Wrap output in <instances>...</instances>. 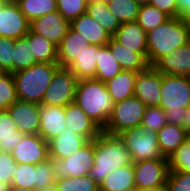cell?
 Wrapping results in <instances>:
<instances>
[{
	"instance_id": "cell-1",
	"label": "cell",
	"mask_w": 190,
	"mask_h": 191,
	"mask_svg": "<svg viewBox=\"0 0 190 191\" xmlns=\"http://www.w3.org/2000/svg\"><path fill=\"white\" fill-rule=\"evenodd\" d=\"M190 42V26L182 17L169 18L147 33V62L153 66L165 54Z\"/></svg>"
},
{
	"instance_id": "cell-2",
	"label": "cell",
	"mask_w": 190,
	"mask_h": 191,
	"mask_svg": "<svg viewBox=\"0 0 190 191\" xmlns=\"http://www.w3.org/2000/svg\"><path fill=\"white\" fill-rule=\"evenodd\" d=\"M133 164L131 154L118 135L101 132L94 138V165L89 176L98 185L115 169Z\"/></svg>"
},
{
	"instance_id": "cell-3",
	"label": "cell",
	"mask_w": 190,
	"mask_h": 191,
	"mask_svg": "<svg viewBox=\"0 0 190 191\" xmlns=\"http://www.w3.org/2000/svg\"><path fill=\"white\" fill-rule=\"evenodd\" d=\"M74 102L102 130L105 128L114 107L105 83L95 79L78 80Z\"/></svg>"
},
{
	"instance_id": "cell-4",
	"label": "cell",
	"mask_w": 190,
	"mask_h": 191,
	"mask_svg": "<svg viewBox=\"0 0 190 191\" xmlns=\"http://www.w3.org/2000/svg\"><path fill=\"white\" fill-rule=\"evenodd\" d=\"M190 105V77L162 74L159 107L165 111L170 124L185 127Z\"/></svg>"
},
{
	"instance_id": "cell-5",
	"label": "cell",
	"mask_w": 190,
	"mask_h": 191,
	"mask_svg": "<svg viewBox=\"0 0 190 191\" xmlns=\"http://www.w3.org/2000/svg\"><path fill=\"white\" fill-rule=\"evenodd\" d=\"M59 64L35 63L28 69L13 74L17 98L41 104Z\"/></svg>"
},
{
	"instance_id": "cell-6",
	"label": "cell",
	"mask_w": 190,
	"mask_h": 191,
	"mask_svg": "<svg viewBox=\"0 0 190 191\" xmlns=\"http://www.w3.org/2000/svg\"><path fill=\"white\" fill-rule=\"evenodd\" d=\"M118 137L131 154L133 163L142 160L166 158L159 150L156 133L147 131L141 125L122 131L118 134Z\"/></svg>"
},
{
	"instance_id": "cell-7",
	"label": "cell",
	"mask_w": 190,
	"mask_h": 191,
	"mask_svg": "<svg viewBox=\"0 0 190 191\" xmlns=\"http://www.w3.org/2000/svg\"><path fill=\"white\" fill-rule=\"evenodd\" d=\"M146 105L135 95L114 103L111 117L102 130L111 135H118L124 130L141 125Z\"/></svg>"
},
{
	"instance_id": "cell-8",
	"label": "cell",
	"mask_w": 190,
	"mask_h": 191,
	"mask_svg": "<svg viewBox=\"0 0 190 191\" xmlns=\"http://www.w3.org/2000/svg\"><path fill=\"white\" fill-rule=\"evenodd\" d=\"M78 79L66 67H59L45 92L42 105L65 107L74 102Z\"/></svg>"
},
{
	"instance_id": "cell-9",
	"label": "cell",
	"mask_w": 190,
	"mask_h": 191,
	"mask_svg": "<svg viewBox=\"0 0 190 191\" xmlns=\"http://www.w3.org/2000/svg\"><path fill=\"white\" fill-rule=\"evenodd\" d=\"M94 165V139L88 141L78 152L65 159H52L57 179L89 175Z\"/></svg>"
},
{
	"instance_id": "cell-10",
	"label": "cell",
	"mask_w": 190,
	"mask_h": 191,
	"mask_svg": "<svg viewBox=\"0 0 190 191\" xmlns=\"http://www.w3.org/2000/svg\"><path fill=\"white\" fill-rule=\"evenodd\" d=\"M136 189L165 185L169 174L168 158L142 160L132 164Z\"/></svg>"
},
{
	"instance_id": "cell-11",
	"label": "cell",
	"mask_w": 190,
	"mask_h": 191,
	"mask_svg": "<svg viewBox=\"0 0 190 191\" xmlns=\"http://www.w3.org/2000/svg\"><path fill=\"white\" fill-rule=\"evenodd\" d=\"M10 153L16 164L37 165L49 159L48 142L39 134H25Z\"/></svg>"
},
{
	"instance_id": "cell-12",
	"label": "cell",
	"mask_w": 190,
	"mask_h": 191,
	"mask_svg": "<svg viewBox=\"0 0 190 191\" xmlns=\"http://www.w3.org/2000/svg\"><path fill=\"white\" fill-rule=\"evenodd\" d=\"M162 74L148 66L137 74L134 95L146 106L159 107L161 100Z\"/></svg>"
},
{
	"instance_id": "cell-13",
	"label": "cell",
	"mask_w": 190,
	"mask_h": 191,
	"mask_svg": "<svg viewBox=\"0 0 190 191\" xmlns=\"http://www.w3.org/2000/svg\"><path fill=\"white\" fill-rule=\"evenodd\" d=\"M29 29L30 22L16 2L8 1L0 9V37L18 39L26 36Z\"/></svg>"
},
{
	"instance_id": "cell-14",
	"label": "cell",
	"mask_w": 190,
	"mask_h": 191,
	"mask_svg": "<svg viewBox=\"0 0 190 191\" xmlns=\"http://www.w3.org/2000/svg\"><path fill=\"white\" fill-rule=\"evenodd\" d=\"M30 29L58 46L70 29V22L55 11L34 19Z\"/></svg>"
},
{
	"instance_id": "cell-15",
	"label": "cell",
	"mask_w": 190,
	"mask_h": 191,
	"mask_svg": "<svg viewBox=\"0 0 190 191\" xmlns=\"http://www.w3.org/2000/svg\"><path fill=\"white\" fill-rule=\"evenodd\" d=\"M18 131L23 134H38L40 128V104L17 100L9 108Z\"/></svg>"
},
{
	"instance_id": "cell-16",
	"label": "cell",
	"mask_w": 190,
	"mask_h": 191,
	"mask_svg": "<svg viewBox=\"0 0 190 191\" xmlns=\"http://www.w3.org/2000/svg\"><path fill=\"white\" fill-rule=\"evenodd\" d=\"M153 67L161 74L190 77V42L165 54Z\"/></svg>"
},
{
	"instance_id": "cell-17",
	"label": "cell",
	"mask_w": 190,
	"mask_h": 191,
	"mask_svg": "<svg viewBox=\"0 0 190 191\" xmlns=\"http://www.w3.org/2000/svg\"><path fill=\"white\" fill-rule=\"evenodd\" d=\"M88 140L66 127L60 134L48 141L49 158L65 159L78 152Z\"/></svg>"
},
{
	"instance_id": "cell-18",
	"label": "cell",
	"mask_w": 190,
	"mask_h": 191,
	"mask_svg": "<svg viewBox=\"0 0 190 191\" xmlns=\"http://www.w3.org/2000/svg\"><path fill=\"white\" fill-rule=\"evenodd\" d=\"M65 122L68 128L84 136L88 141L102 132V129L75 102L65 106Z\"/></svg>"
},
{
	"instance_id": "cell-19",
	"label": "cell",
	"mask_w": 190,
	"mask_h": 191,
	"mask_svg": "<svg viewBox=\"0 0 190 191\" xmlns=\"http://www.w3.org/2000/svg\"><path fill=\"white\" fill-rule=\"evenodd\" d=\"M39 116L40 128L38 134L47 142L67 127L65 122V107L40 104Z\"/></svg>"
},
{
	"instance_id": "cell-20",
	"label": "cell",
	"mask_w": 190,
	"mask_h": 191,
	"mask_svg": "<svg viewBox=\"0 0 190 191\" xmlns=\"http://www.w3.org/2000/svg\"><path fill=\"white\" fill-rule=\"evenodd\" d=\"M113 37L123 47L139 53L147 61V33L136 21L121 24Z\"/></svg>"
},
{
	"instance_id": "cell-21",
	"label": "cell",
	"mask_w": 190,
	"mask_h": 191,
	"mask_svg": "<svg viewBox=\"0 0 190 191\" xmlns=\"http://www.w3.org/2000/svg\"><path fill=\"white\" fill-rule=\"evenodd\" d=\"M70 26L81 34L91 45L104 46L109 42L111 36L104 28L92 19L87 13L81 14L70 22Z\"/></svg>"
},
{
	"instance_id": "cell-22",
	"label": "cell",
	"mask_w": 190,
	"mask_h": 191,
	"mask_svg": "<svg viewBox=\"0 0 190 191\" xmlns=\"http://www.w3.org/2000/svg\"><path fill=\"white\" fill-rule=\"evenodd\" d=\"M89 45L87 39H84L79 32L75 31L70 26L68 33L57 46L58 64L60 67L68 68L75 60H77V56L82 49Z\"/></svg>"
},
{
	"instance_id": "cell-23",
	"label": "cell",
	"mask_w": 190,
	"mask_h": 191,
	"mask_svg": "<svg viewBox=\"0 0 190 191\" xmlns=\"http://www.w3.org/2000/svg\"><path fill=\"white\" fill-rule=\"evenodd\" d=\"M156 137L160 152L168 158L187 140L189 135L185 127L167 123L156 133Z\"/></svg>"
},
{
	"instance_id": "cell-24",
	"label": "cell",
	"mask_w": 190,
	"mask_h": 191,
	"mask_svg": "<svg viewBox=\"0 0 190 191\" xmlns=\"http://www.w3.org/2000/svg\"><path fill=\"white\" fill-rule=\"evenodd\" d=\"M106 45L123 70L140 73L149 66L148 62L139 53L132 52L130 49L123 47L113 36H111Z\"/></svg>"
},
{
	"instance_id": "cell-25",
	"label": "cell",
	"mask_w": 190,
	"mask_h": 191,
	"mask_svg": "<svg viewBox=\"0 0 190 191\" xmlns=\"http://www.w3.org/2000/svg\"><path fill=\"white\" fill-rule=\"evenodd\" d=\"M99 55V45H89L82 49L75 60L68 68L73 72L78 80L94 79L97 59Z\"/></svg>"
},
{
	"instance_id": "cell-26",
	"label": "cell",
	"mask_w": 190,
	"mask_h": 191,
	"mask_svg": "<svg viewBox=\"0 0 190 191\" xmlns=\"http://www.w3.org/2000/svg\"><path fill=\"white\" fill-rule=\"evenodd\" d=\"M137 74L135 71L122 70L111 80L105 82L114 103L134 95Z\"/></svg>"
},
{
	"instance_id": "cell-27",
	"label": "cell",
	"mask_w": 190,
	"mask_h": 191,
	"mask_svg": "<svg viewBox=\"0 0 190 191\" xmlns=\"http://www.w3.org/2000/svg\"><path fill=\"white\" fill-rule=\"evenodd\" d=\"M86 13L99 23L110 36H113L121 26L110 11L106 0H88Z\"/></svg>"
},
{
	"instance_id": "cell-28",
	"label": "cell",
	"mask_w": 190,
	"mask_h": 191,
	"mask_svg": "<svg viewBox=\"0 0 190 191\" xmlns=\"http://www.w3.org/2000/svg\"><path fill=\"white\" fill-rule=\"evenodd\" d=\"M136 188L133 165L128 164L110 172L99 185V191H123Z\"/></svg>"
},
{
	"instance_id": "cell-29",
	"label": "cell",
	"mask_w": 190,
	"mask_h": 191,
	"mask_svg": "<svg viewBox=\"0 0 190 191\" xmlns=\"http://www.w3.org/2000/svg\"><path fill=\"white\" fill-rule=\"evenodd\" d=\"M28 41L36 63L58 64V47L54 43L31 29L28 31Z\"/></svg>"
},
{
	"instance_id": "cell-30",
	"label": "cell",
	"mask_w": 190,
	"mask_h": 191,
	"mask_svg": "<svg viewBox=\"0 0 190 191\" xmlns=\"http://www.w3.org/2000/svg\"><path fill=\"white\" fill-rule=\"evenodd\" d=\"M24 135L18 131L9 111L2 110L0 112V151L11 152Z\"/></svg>"
},
{
	"instance_id": "cell-31",
	"label": "cell",
	"mask_w": 190,
	"mask_h": 191,
	"mask_svg": "<svg viewBox=\"0 0 190 191\" xmlns=\"http://www.w3.org/2000/svg\"><path fill=\"white\" fill-rule=\"evenodd\" d=\"M122 70L123 69L121 65L110 52L108 46L99 45V55L97 59V68L94 79L105 83L111 80Z\"/></svg>"
},
{
	"instance_id": "cell-32",
	"label": "cell",
	"mask_w": 190,
	"mask_h": 191,
	"mask_svg": "<svg viewBox=\"0 0 190 191\" xmlns=\"http://www.w3.org/2000/svg\"><path fill=\"white\" fill-rule=\"evenodd\" d=\"M26 19H34L57 11V0H18L16 2Z\"/></svg>"
},
{
	"instance_id": "cell-33",
	"label": "cell",
	"mask_w": 190,
	"mask_h": 191,
	"mask_svg": "<svg viewBox=\"0 0 190 191\" xmlns=\"http://www.w3.org/2000/svg\"><path fill=\"white\" fill-rule=\"evenodd\" d=\"M36 63L35 56L32 55L31 45L26 36L15 39L13 51V74L15 72L28 69Z\"/></svg>"
},
{
	"instance_id": "cell-34",
	"label": "cell",
	"mask_w": 190,
	"mask_h": 191,
	"mask_svg": "<svg viewBox=\"0 0 190 191\" xmlns=\"http://www.w3.org/2000/svg\"><path fill=\"white\" fill-rule=\"evenodd\" d=\"M106 2L120 24L137 21L141 5L135 0H106Z\"/></svg>"
},
{
	"instance_id": "cell-35",
	"label": "cell",
	"mask_w": 190,
	"mask_h": 191,
	"mask_svg": "<svg viewBox=\"0 0 190 191\" xmlns=\"http://www.w3.org/2000/svg\"><path fill=\"white\" fill-rule=\"evenodd\" d=\"M170 17L158 8L147 4L141 5L137 18L138 25L146 32L155 29L162 23L166 22Z\"/></svg>"
},
{
	"instance_id": "cell-36",
	"label": "cell",
	"mask_w": 190,
	"mask_h": 191,
	"mask_svg": "<svg viewBox=\"0 0 190 191\" xmlns=\"http://www.w3.org/2000/svg\"><path fill=\"white\" fill-rule=\"evenodd\" d=\"M59 191H99V185L89 175L57 179Z\"/></svg>"
},
{
	"instance_id": "cell-37",
	"label": "cell",
	"mask_w": 190,
	"mask_h": 191,
	"mask_svg": "<svg viewBox=\"0 0 190 191\" xmlns=\"http://www.w3.org/2000/svg\"><path fill=\"white\" fill-rule=\"evenodd\" d=\"M11 186L36 191V165L28 163L16 164V173Z\"/></svg>"
},
{
	"instance_id": "cell-38",
	"label": "cell",
	"mask_w": 190,
	"mask_h": 191,
	"mask_svg": "<svg viewBox=\"0 0 190 191\" xmlns=\"http://www.w3.org/2000/svg\"><path fill=\"white\" fill-rule=\"evenodd\" d=\"M18 100L14 76L10 72L0 74V108L6 110Z\"/></svg>"
},
{
	"instance_id": "cell-39",
	"label": "cell",
	"mask_w": 190,
	"mask_h": 191,
	"mask_svg": "<svg viewBox=\"0 0 190 191\" xmlns=\"http://www.w3.org/2000/svg\"><path fill=\"white\" fill-rule=\"evenodd\" d=\"M168 123L165 111L156 106H146L141 126L147 131L157 133Z\"/></svg>"
},
{
	"instance_id": "cell-40",
	"label": "cell",
	"mask_w": 190,
	"mask_h": 191,
	"mask_svg": "<svg viewBox=\"0 0 190 191\" xmlns=\"http://www.w3.org/2000/svg\"><path fill=\"white\" fill-rule=\"evenodd\" d=\"M170 171H190V136L168 157Z\"/></svg>"
},
{
	"instance_id": "cell-41",
	"label": "cell",
	"mask_w": 190,
	"mask_h": 191,
	"mask_svg": "<svg viewBox=\"0 0 190 191\" xmlns=\"http://www.w3.org/2000/svg\"><path fill=\"white\" fill-rule=\"evenodd\" d=\"M88 0H57V11L69 22L86 13Z\"/></svg>"
},
{
	"instance_id": "cell-42",
	"label": "cell",
	"mask_w": 190,
	"mask_h": 191,
	"mask_svg": "<svg viewBox=\"0 0 190 191\" xmlns=\"http://www.w3.org/2000/svg\"><path fill=\"white\" fill-rule=\"evenodd\" d=\"M56 181L57 178L53 171L52 159L49 158L36 165V191L54 186Z\"/></svg>"
},
{
	"instance_id": "cell-43",
	"label": "cell",
	"mask_w": 190,
	"mask_h": 191,
	"mask_svg": "<svg viewBox=\"0 0 190 191\" xmlns=\"http://www.w3.org/2000/svg\"><path fill=\"white\" fill-rule=\"evenodd\" d=\"M15 39L0 37V68L13 74Z\"/></svg>"
},
{
	"instance_id": "cell-44",
	"label": "cell",
	"mask_w": 190,
	"mask_h": 191,
	"mask_svg": "<svg viewBox=\"0 0 190 191\" xmlns=\"http://www.w3.org/2000/svg\"><path fill=\"white\" fill-rule=\"evenodd\" d=\"M16 173V163L10 152L0 151V182L11 186Z\"/></svg>"
},
{
	"instance_id": "cell-45",
	"label": "cell",
	"mask_w": 190,
	"mask_h": 191,
	"mask_svg": "<svg viewBox=\"0 0 190 191\" xmlns=\"http://www.w3.org/2000/svg\"><path fill=\"white\" fill-rule=\"evenodd\" d=\"M166 186L168 191H190V171H169Z\"/></svg>"
},
{
	"instance_id": "cell-46",
	"label": "cell",
	"mask_w": 190,
	"mask_h": 191,
	"mask_svg": "<svg viewBox=\"0 0 190 191\" xmlns=\"http://www.w3.org/2000/svg\"><path fill=\"white\" fill-rule=\"evenodd\" d=\"M149 4L158 8L170 18L179 17L176 0H151Z\"/></svg>"
},
{
	"instance_id": "cell-47",
	"label": "cell",
	"mask_w": 190,
	"mask_h": 191,
	"mask_svg": "<svg viewBox=\"0 0 190 191\" xmlns=\"http://www.w3.org/2000/svg\"><path fill=\"white\" fill-rule=\"evenodd\" d=\"M179 17L185 18L190 13V0H176Z\"/></svg>"
},
{
	"instance_id": "cell-48",
	"label": "cell",
	"mask_w": 190,
	"mask_h": 191,
	"mask_svg": "<svg viewBox=\"0 0 190 191\" xmlns=\"http://www.w3.org/2000/svg\"><path fill=\"white\" fill-rule=\"evenodd\" d=\"M185 129L188 135L190 136V105L187 109L186 121H185Z\"/></svg>"
},
{
	"instance_id": "cell-49",
	"label": "cell",
	"mask_w": 190,
	"mask_h": 191,
	"mask_svg": "<svg viewBox=\"0 0 190 191\" xmlns=\"http://www.w3.org/2000/svg\"><path fill=\"white\" fill-rule=\"evenodd\" d=\"M137 191H168V188L165 185H162V186H158V187H155V188H149V189H137Z\"/></svg>"
},
{
	"instance_id": "cell-50",
	"label": "cell",
	"mask_w": 190,
	"mask_h": 191,
	"mask_svg": "<svg viewBox=\"0 0 190 191\" xmlns=\"http://www.w3.org/2000/svg\"><path fill=\"white\" fill-rule=\"evenodd\" d=\"M8 191H34V190L23 189V188H19V187H16V186H10Z\"/></svg>"
},
{
	"instance_id": "cell-51",
	"label": "cell",
	"mask_w": 190,
	"mask_h": 191,
	"mask_svg": "<svg viewBox=\"0 0 190 191\" xmlns=\"http://www.w3.org/2000/svg\"><path fill=\"white\" fill-rule=\"evenodd\" d=\"M9 186L5 183L0 182V191H8Z\"/></svg>"
},
{
	"instance_id": "cell-52",
	"label": "cell",
	"mask_w": 190,
	"mask_h": 191,
	"mask_svg": "<svg viewBox=\"0 0 190 191\" xmlns=\"http://www.w3.org/2000/svg\"><path fill=\"white\" fill-rule=\"evenodd\" d=\"M140 5H147L150 3L151 0H135Z\"/></svg>"
},
{
	"instance_id": "cell-53",
	"label": "cell",
	"mask_w": 190,
	"mask_h": 191,
	"mask_svg": "<svg viewBox=\"0 0 190 191\" xmlns=\"http://www.w3.org/2000/svg\"><path fill=\"white\" fill-rule=\"evenodd\" d=\"M41 191H59V190H58L57 187L54 185V186H51V187L46 188V189L41 190Z\"/></svg>"
},
{
	"instance_id": "cell-54",
	"label": "cell",
	"mask_w": 190,
	"mask_h": 191,
	"mask_svg": "<svg viewBox=\"0 0 190 191\" xmlns=\"http://www.w3.org/2000/svg\"><path fill=\"white\" fill-rule=\"evenodd\" d=\"M9 0H0V9L3 8Z\"/></svg>"
},
{
	"instance_id": "cell-55",
	"label": "cell",
	"mask_w": 190,
	"mask_h": 191,
	"mask_svg": "<svg viewBox=\"0 0 190 191\" xmlns=\"http://www.w3.org/2000/svg\"><path fill=\"white\" fill-rule=\"evenodd\" d=\"M184 19L188 23V25L190 26V13Z\"/></svg>"
},
{
	"instance_id": "cell-56",
	"label": "cell",
	"mask_w": 190,
	"mask_h": 191,
	"mask_svg": "<svg viewBox=\"0 0 190 191\" xmlns=\"http://www.w3.org/2000/svg\"><path fill=\"white\" fill-rule=\"evenodd\" d=\"M123 191H137L136 188H129V189H124Z\"/></svg>"
}]
</instances>
